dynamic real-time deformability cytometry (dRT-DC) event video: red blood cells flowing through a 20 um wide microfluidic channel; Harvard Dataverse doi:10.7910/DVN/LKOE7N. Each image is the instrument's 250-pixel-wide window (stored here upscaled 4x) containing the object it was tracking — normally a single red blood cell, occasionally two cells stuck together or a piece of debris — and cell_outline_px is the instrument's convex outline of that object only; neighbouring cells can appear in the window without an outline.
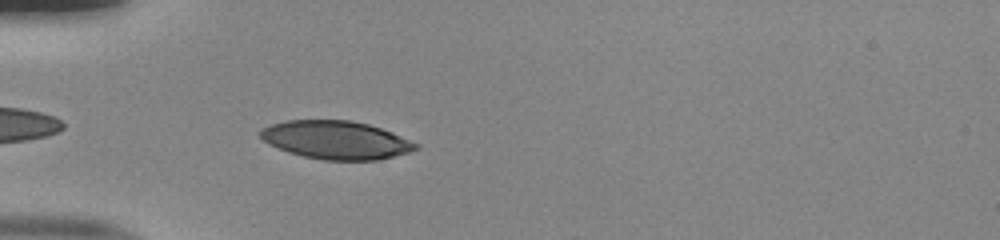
{"species": "human", "species_latin": "Homo sapiens", "temperature_condition": "room temperature", "stored_images_in_passage": 37, "camera_frame_rate_fps": 3000, "um_per_image_px": 0.085, "donor": {"sex": "male"}, "frame": {"image": 1, "passage_image": 2, "time_ms": 0.333, "image_size_px": [1000, 240], "cell_outline_px": [[420, 148], [408, 152], [376, 160], [324, 160], [304, 156], [288, 152], [264, 140], [260, 136], [260, 128], [284, 120], [348, 120], [368, 124], [392, 132], [420, 144]], "centroid_in_image_um": [28.58, 11.89], "position_along_channel_um": 56.4, "area_um2": 34.39}}
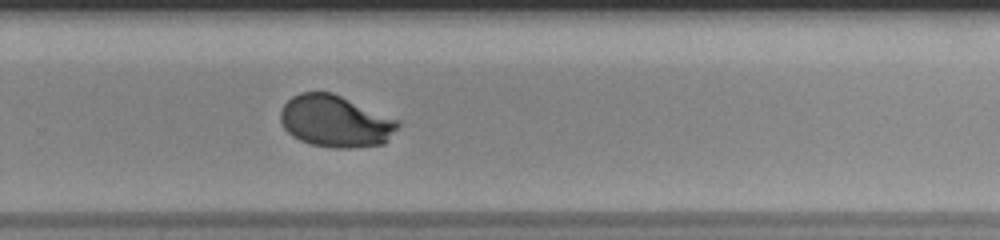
{"frame": {"image": 2, "passage_image": 21, "time_ms": 6.667, "image_size_px": [1000, 240], "cell_outline_px": [[400, 124], [388, 140], [384, 144], [348, 148], [332, 148], [312, 144], [300, 140], [292, 136], [284, 128], [280, 120], [280, 112], [284, 104], [292, 96], [300, 92], [332, 92], [400, 120]], "centroid_in_image_um": [28.51, 10.3], "position_along_channel_um": 301.3, "area_um2": 35.55}}
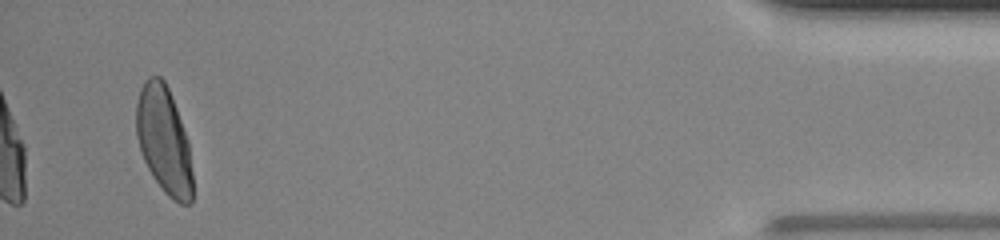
{"frame": {"image": 3, "passage_image": 35, "time_ms": 11.333, "image_size_px": [1000, 240], "cell_outline_px": [[192, 204], [180, 204], [168, 196], [164, 192], [152, 176], [144, 160], [136, 136], [136, 104], [140, 88], [144, 80], [148, 76], [160, 76], [164, 80], [168, 88], [176, 108], [188, 140], [192, 172]], "centroid_in_image_um": [13.92, 11.92], "position_along_channel_um": 421.3, "area_um2": 35.2}, "authors_computed_cell_mechanics": {"area_um2": 35.4314, "velocity_mm_per_s": 4.0252, "shape_relaxation_time_tau1_ms": 2.9356, "shape_relaxation_time_tau2_ms": null, "deformation_change_tau1": 0.173, "deformation_change_tau2": null}}